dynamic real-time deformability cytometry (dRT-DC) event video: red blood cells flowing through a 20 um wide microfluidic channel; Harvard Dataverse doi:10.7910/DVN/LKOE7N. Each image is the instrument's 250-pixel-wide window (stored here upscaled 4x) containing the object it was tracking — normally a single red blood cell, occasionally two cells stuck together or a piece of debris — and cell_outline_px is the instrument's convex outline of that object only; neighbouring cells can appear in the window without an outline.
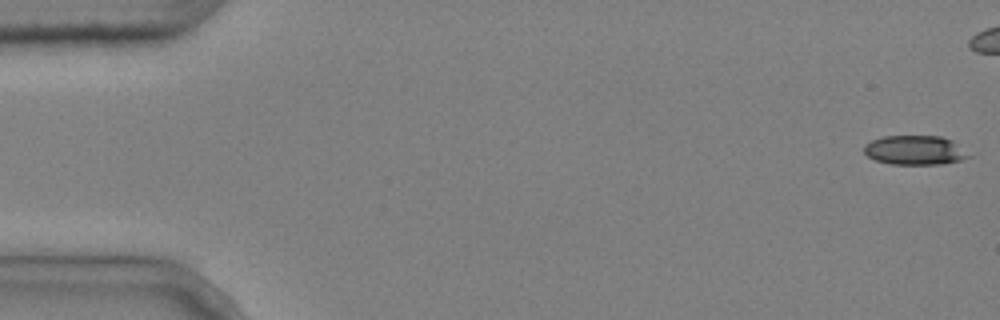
{"species": "common noctule bat (a hibernating species)", "species_latin": "Nyctalus noctula", "temperature_condition": "cold", "stored_images_in_passage": 6, "camera_frame_rate_fps": 3000, "um_per_image_px": 0.085, "animal": {"sex": "male", "body_mass_g": 20.4}, "frame": {"image": 1, "passage_image": 1, "time_ms": 0.0, "image_size_px": [1000, 320], "cell_outline_px": [[972, 156], [960, 160], [940, 164], [892, 164], [876, 160], [868, 156], [864, 152], [864, 144], [872, 140], [884, 136], [940, 136], [952, 140]], "centroid_in_image_um": [77.76, 12.76], "position_along_channel_um": 7.2, "area_um2": 17.74}}